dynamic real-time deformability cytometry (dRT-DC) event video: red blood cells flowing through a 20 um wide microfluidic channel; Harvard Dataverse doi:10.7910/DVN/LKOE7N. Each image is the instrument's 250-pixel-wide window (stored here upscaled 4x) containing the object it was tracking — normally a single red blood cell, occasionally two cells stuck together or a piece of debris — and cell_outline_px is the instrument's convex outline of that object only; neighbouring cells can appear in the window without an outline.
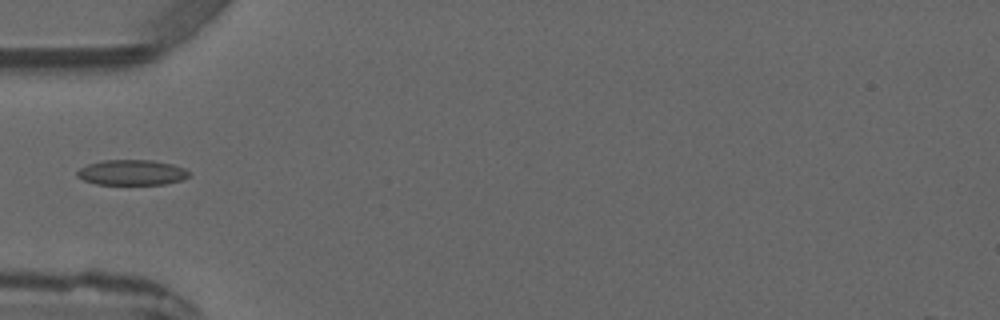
{"species": "common noctule bat (a hibernating species)", "species_latin": "Nyctalus noctula", "temperature_condition": "warm", "stored_images_in_passage": 3, "camera_frame_rate_fps": 3000, "um_per_image_px": 0.085, "animal": {"sex": "male", "forearm_length_mm": 52.5}, "frame": {"image": 1, "passage_image": 3, "time_ms": 2.667, "image_size_px": [1000, 320], "cell_outline_px": [[192, 172], [188, 176], [180, 180], [164, 184], [96, 184], [84, 180], [76, 176], [76, 172], [80, 168], [88, 164], [100, 160], [152, 160], [172, 164], [184, 168]], "centroid_in_image_um": [11.19, 14.65], "position_along_channel_um": 73.8, "area_um2": 16.53}}